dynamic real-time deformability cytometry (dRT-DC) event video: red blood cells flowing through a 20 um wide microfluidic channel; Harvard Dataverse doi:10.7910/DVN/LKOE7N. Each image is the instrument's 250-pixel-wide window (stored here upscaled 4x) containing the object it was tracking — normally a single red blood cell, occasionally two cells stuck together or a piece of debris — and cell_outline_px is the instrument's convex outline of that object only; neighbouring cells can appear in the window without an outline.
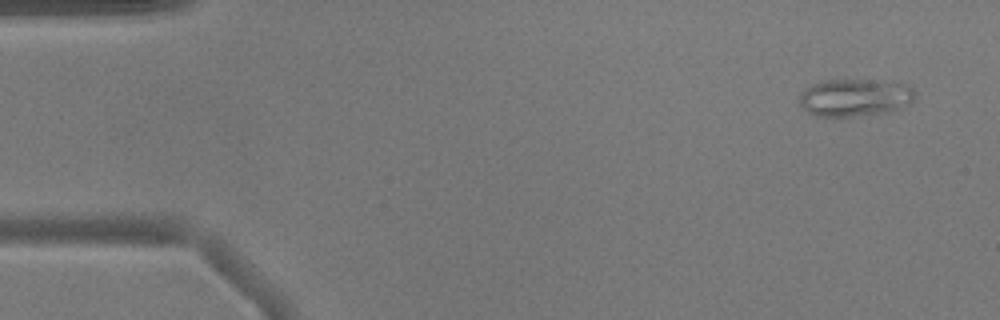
{"species": "common noctule bat (a hibernating species)", "species_latin": "Nyctalus noctula", "temperature_condition": "warm", "stored_images_in_passage": 50, "camera_frame_rate_fps": 3000, "um_per_image_px": 0.085, "animal": {"sex": "male", "body_mass_g": 17.9}, "frame": {"image": 1, "passage_image": 2, "time_ms": 0.333, "image_size_px": [1000, 320], "cell_outline_px": [[916, 96], [908, 104], [892, 112], [852, 116], [816, 116], [808, 112], [800, 104], [800, 92], [804, 88], [812, 84], [828, 80], [864, 80], [908, 84], [916, 92]], "centroid_in_image_um": [72.67, 8.3], "position_along_channel_um": 12.3, "area_um2": 25.2}}
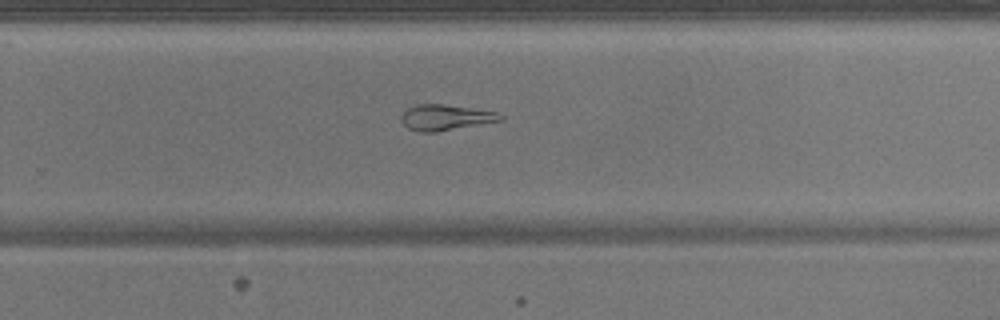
{"frame": {"image": 2, "passage_image": 32, "time_ms": 10.333, "image_size_px": [1000, 320], "cell_outline_px": [[504, 120], [436, 132], [416, 132], [408, 128], [400, 120], [400, 116], [408, 108], [416, 104], [444, 104], [496, 112], [504, 116]], "centroid_in_image_um": [37.85, 9.99], "position_along_channel_um": 292.0, "area_um2": 14.85}}
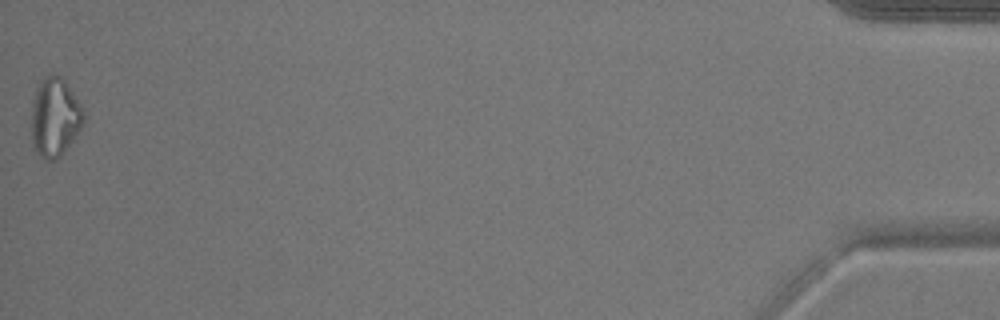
{"frame": {"image": 3, "passage_image": 50, "time_ms": 16.333, "image_size_px": [1000, 320], "cell_outline_px": [[84, 124], [60, 156], [56, 160], [44, 160], [32, 148], [32, 100], [36, 88], [44, 76], [52, 72], [60, 76], [64, 80], [84, 108]], "centroid_in_image_um": [4.65, 9.95], "position_along_channel_um": 430.5, "area_um2": 24.22}, "authors_computed_cell_mechanics": {"area_um2": 19.0162, "velocity_mm_per_s": 3.9366, "shape_relaxation_time_tau1_ms": null, "shape_relaxation_time_tau2_ms": 6.5256, "deformation_change_tau1": null, "deformation_change_tau2": 0.1614}}